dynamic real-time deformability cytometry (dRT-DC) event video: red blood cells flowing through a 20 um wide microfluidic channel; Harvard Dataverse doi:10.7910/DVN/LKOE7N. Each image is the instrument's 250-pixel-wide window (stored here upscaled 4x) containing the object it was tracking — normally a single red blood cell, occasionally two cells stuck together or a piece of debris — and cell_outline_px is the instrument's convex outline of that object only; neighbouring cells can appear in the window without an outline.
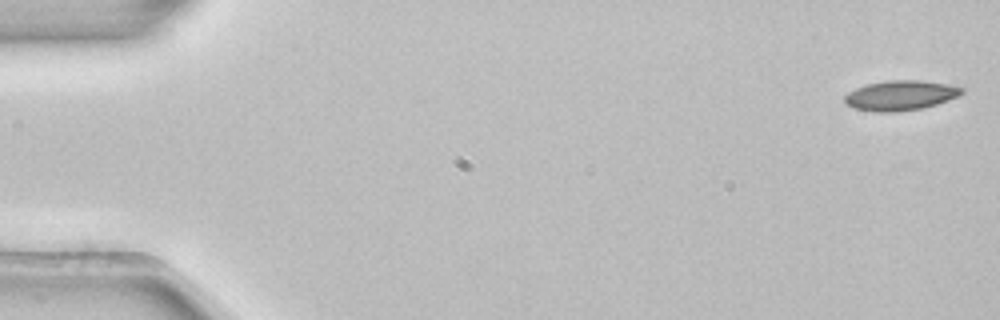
{"species": "common noctule bat (a hibernating species)", "species_latin": "Nyctalus noctula", "temperature_condition": "room temperature", "stored_images_in_passage": 5, "camera_frame_rate_fps": 3000, "um_per_image_px": 0.085, "animal": {"sex": "female", "body_mass_g": 22.7, "forearm_length_mm": 54.2}, "frame": {"image": 1, "passage_image": 1, "time_ms": 0.0, "image_size_px": [1000, 320], "cell_outline_px": [[964, 92], [960, 96], [924, 108], [896, 112], [876, 112], [856, 108], [848, 104], [844, 100], [844, 96], [848, 92], [856, 88], [868, 84], [888, 80], [920, 80], [944, 84], [964, 88]], "centroid_in_image_um": [76.56, 8.11], "position_along_channel_um": 8.4, "area_um2": 20.29}}
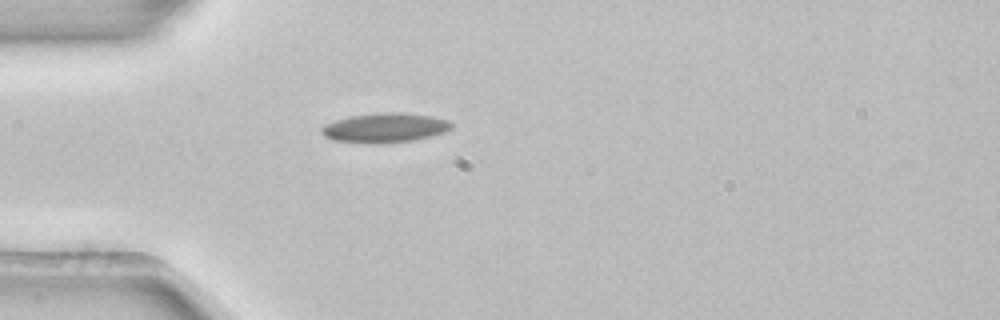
{"frame": {"image": 2, "passage_image": 5, "time_ms": 1.333, "image_size_px": [1000, 320], "cell_outline_px": [[452, 128], [444, 132], [412, 140], [332, 140], [324, 136], [320, 132], [320, 128], [336, 120], [348, 116], [376, 112], [404, 112], [432, 116], [448, 120], [452, 124]], "centroid_in_image_um": [32.74, 10.78], "position_along_channel_um": 52.3, "area_um2": 21.21}}